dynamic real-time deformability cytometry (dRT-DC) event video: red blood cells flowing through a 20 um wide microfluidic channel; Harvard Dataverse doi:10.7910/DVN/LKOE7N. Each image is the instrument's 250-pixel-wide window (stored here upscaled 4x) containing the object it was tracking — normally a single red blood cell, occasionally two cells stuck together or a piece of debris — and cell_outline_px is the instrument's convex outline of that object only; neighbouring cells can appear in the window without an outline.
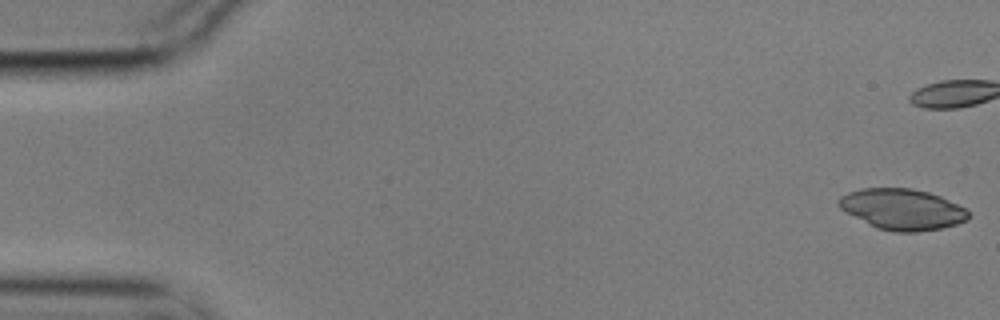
{"species": "common noctule bat (a hibernating species)", "species_latin": "Nyctalus noctula", "temperature_condition": "cold", "stored_images_in_passage": 10, "camera_frame_rate_fps": 3000, "um_per_image_px": 0.085, "animal": {"sex": "male", "body_mass_g": 17.9}, "frame": {"image": 1, "passage_image": 1, "time_ms": 0.0, "image_size_px": [1000, 320], "cell_outline_px": [[968, 220], [956, 224], [940, 228], [916, 232], [892, 232], [876, 228], [844, 212], [836, 204], [836, 200], [840, 196], [848, 192], [860, 188], [912, 188], [928, 192], [940, 196], [968, 208]], "centroid_in_image_um": [76.66, 17.78], "position_along_channel_um": 8.3, "area_um2": 31.27}}
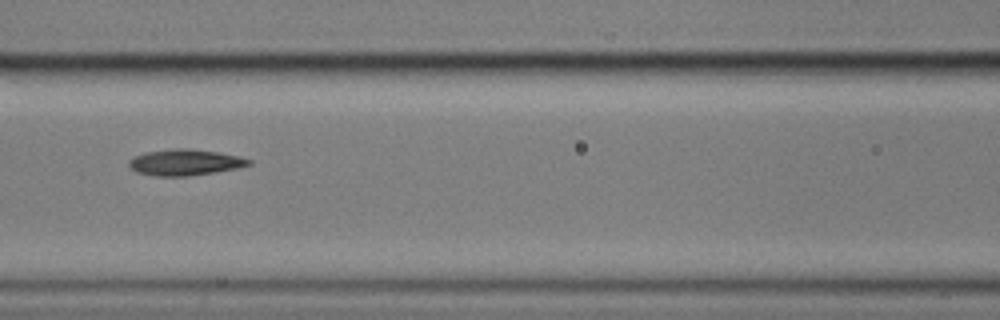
{"frame": {"image": 2, "passage_image": 7, "time_ms": 2.0, "image_size_px": [1000, 320], "cell_outline_px": [[252, 164], [236, 168], [216, 172], [188, 176], [156, 176], [136, 172], [128, 164], [128, 160], [132, 156], [144, 152], [176, 148], [188, 148], [220, 152], [240, 156], [252, 160]], "centroid_in_image_um": [15.72, 13.79], "position_along_channel_um": 150.9, "area_um2": 18.44}}
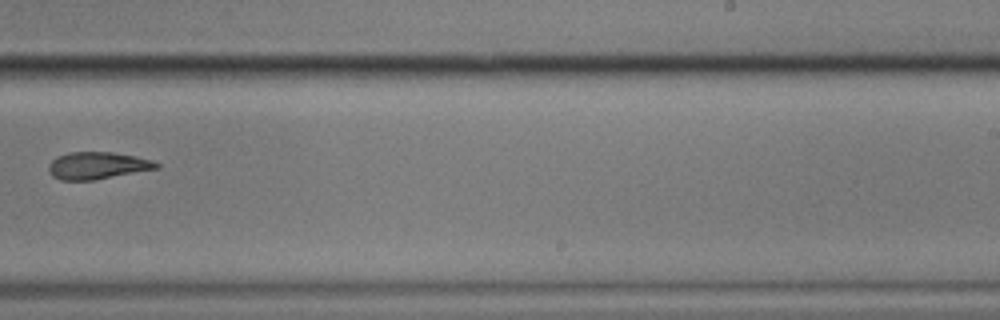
{"frame": {"image": 3, "passage_image": 10, "time_ms": 3.0, "image_size_px": [1000, 320], "cell_outline_px": [[160, 168], [96, 180], [60, 180], [52, 176], [48, 172], [48, 164], [56, 156], [68, 152], [112, 152], [136, 156], [152, 160], [160, 164]], "centroid_in_image_um": [8.27, 14.07], "position_along_channel_um": 280.7, "area_um2": 17.34}}